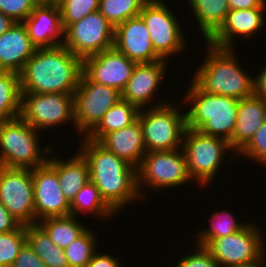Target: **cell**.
<instances>
[{
	"mask_svg": "<svg viewBox=\"0 0 266 267\" xmlns=\"http://www.w3.org/2000/svg\"><path fill=\"white\" fill-rule=\"evenodd\" d=\"M81 143L79 152L88 161L90 181L116 213L125 209L126 205L141 200L134 166L96 141L85 137Z\"/></svg>",
	"mask_w": 266,
	"mask_h": 267,
	"instance_id": "obj_1",
	"label": "cell"
},
{
	"mask_svg": "<svg viewBox=\"0 0 266 267\" xmlns=\"http://www.w3.org/2000/svg\"><path fill=\"white\" fill-rule=\"evenodd\" d=\"M83 61L64 45L36 48L20 76L21 93H74Z\"/></svg>",
	"mask_w": 266,
	"mask_h": 267,
	"instance_id": "obj_2",
	"label": "cell"
},
{
	"mask_svg": "<svg viewBox=\"0 0 266 267\" xmlns=\"http://www.w3.org/2000/svg\"><path fill=\"white\" fill-rule=\"evenodd\" d=\"M206 58L193 76L202 91L237 100L254 94V77L243 71L233 48H219L207 43Z\"/></svg>",
	"mask_w": 266,
	"mask_h": 267,
	"instance_id": "obj_3",
	"label": "cell"
},
{
	"mask_svg": "<svg viewBox=\"0 0 266 267\" xmlns=\"http://www.w3.org/2000/svg\"><path fill=\"white\" fill-rule=\"evenodd\" d=\"M183 104H192L186 111L187 128L225 139L232 148V135L236 126L238 101L235 98L209 94L193 81Z\"/></svg>",
	"mask_w": 266,
	"mask_h": 267,
	"instance_id": "obj_4",
	"label": "cell"
},
{
	"mask_svg": "<svg viewBox=\"0 0 266 267\" xmlns=\"http://www.w3.org/2000/svg\"><path fill=\"white\" fill-rule=\"evenodd\" d=\"M38 132L20 116L0 121V166L34 169L45 164L53 147L46 146L42 153Z\"/></svg>",
	"mask_w": 266,
	"mask_h": 267,
	"instance_id": "obj_5",
	"label": "cell"
},
{
	"mask_svg": "<svg viewBox=\"0 0 266 267\" xmlns=\"http://www.w3.org/2000/svg\"><path fill=\"white\" fill-rule=\"evenodd\" d=\"M173 104L161 101L148 110L140 109L137 119L142 127L146 152L182 148L187 128L186 112Z\"/></svg>",
	"mask_w": 266,
	"mask_h": 267,
	"instance_id": "obj_6",
	"label": "cell"
},
{
	"mask_svg": "<svg viewBox=\"0 0 266 267\" xmlns=\"http://www.w3.org/2000/svg\"><path fill=\"white\" fill-rule=\"evenodd\" d=\"M136 174L141 199H145L146 196V192L143 191L147 190L144 189L151 188V191L153 189L158 193L192 180L188 174L186 156L182 148L146 152L136 168Z\"/></svg>",
	"mask_w": 266,
	"mask_h": 267,
	"instance_id": "obj_7",
	"label": "cell"
},
{
	"mask_svg": "<svg viewBox=\"0 0 266 267\" xmlns=\"http://www.w3.org/2000/svg\"><path fill=\"white\" fill-rule=\"evenodd\" d=\"M182 149L186 156L188 174L201 187L215 179L223 158L226 157L224 155L229 151L234 152L225 139L191 128L185 130Z\"/></svg>",
	"mask_w": 266,
	"mask_h": 267,
	"instance_id": "obj_8",
	"label": "cell"
},
{
	"mask_svg": "<svg viewBox=\"0 0 266 267\" xmlns=\"http://www.w3.org/2000/svg\"><path fill=\"white\" fill-rule=\"evenodd\" d=\"M252 224L247 223L231 235L212 239L205 246L219 267L251 264L266 256L263 230L257 227L256 223Z\"/></svg>",
	"mask_w": 266,
	"mask_h": 267,
	"instance_id": "obj_9",
	"label": "cell"
},
{
	"mask_svg": "<svg viewBox=\"0 0 266 267\" xmlns=\"http://www.w3.org/2000/svg\"><path fill=\"white\" fill-rule=\"evenodd\" d=\"M20 117L40 132L68 122L75 124L73 93H21Z\"/></svg>",
	"mask_w": 266,
	"mask_h": 267,
	"instance_id": "obj_10",
	"label": "cell"
},
{
	"mask_svg": "<svg viewBox=\"0 0 266 267\" xmlns=\"http://www.w3.org/2000/svg\"><path fill=\"white\" fill-rule=\"evenodd\" d=\"M168 6L163 0H149L139 13L150 33L155 53L166 61L184 50L186 44L180 22Z\"/></svg>",
	"mask_w": 266,
	"mask_h": 267,
	"instance_id": "obj_11",
	"label": "cell"
},
{
	"mask_svg": "<svg viewBox=\"0 0 266 267\" xmlns=\"http://www.w3.org/2000/svg\"><path fill=\"white\" fill-rule=\"evenodd\" d=\"M73 97L75 131L86 136L99 123L106 111L121 99V92L91 81L82 72Z\"/></svg>",
	"mask_w": 266,
	"mask_h": 267,
	"instance_id": "obj_12",
	"label": "cell"
},
{
	"mask_svg": "<svg viewBox=\"0 0 266 267\" xmlns=\"http://www.w3.org/2000/svg\"><path fill=\"white\" fill-rule=\"evenodd\" d=\"M115 28L99 10L64 29V43L82 61L113 48Z\"/></svg>",
	"mask_w": 266,
	"mask_h": 267,
	"instance_id": "obj_13",
	"label": "cell"
},
{
	"mask_svg": "<svg viewBox=\"0 0 266 267\" xmlns=\"http://www.w3.org/2000/svg\"><path fill=\"white\" fill-rule=\"evenodd\" d=\"M0 202L21 224H35L32 169L0 166Z\"/></svg>",
	"mask_w": 266,
	"mask_h": 267,
	"instance_id": "obj_14",
	"label": "cell"
},
{
	"mask_svg": "<svg viewBox=\"0 0 266 267\" xmlns=\"http://www.w3.org/2000/svg\"><path fill=\"white\" fill-rule=\"evenodd\" d=\"M32 180L35 224L44 218L70 215V203L62 192L57 171L48 161L32 169Z\"/></svg>",
	"mask_w": 266,
	"mask_h": 267,
	"instance_id": "obj_15",
	"label": "cell"
},
{
	"mask_svg": "<svg viewBox=\"0 0 266 267\" xmlns=\"http://www.w3.org/2000/svg\"><path fill=\"white\" fill-rule=\"evenodd\" d=\"M136 62L114 47L83 60V73L93 82L122 92L130 79Z\"/></svg>",
	"mask_w": 266,
	"mask_h": 267,
	"instance_id": "obj_16",
	"label": "cell"
},
{
	"mask_svg": "<svg viewBox=\"0 0 266 267\" xmlns=\"http://www.w3.org/2000/svg\"><path fill=\"white\" fill-rule=\"evenodd\" d=\"M113 47L137 64L162 60L155 53L150 33L140 16L129 18L115 27Z\"/></svg>",
	"mask_w": 266,
	"mask_h": 267,
	"instance_id": "obj_17",
	"label": "cell"
},
{
	"mask_svg": "<svg viewBox=\"0 0 266 267\" xmlns=\"http://www.w3.org/2000/svg\"><path fill=\"white\" fill-rule=\"evenodd\" d=\"M23 23L36 48H52L63 45L64 29L57 3H38Z\"/></svg>",
	"mask_w": 266,
	"mask_h": 267,
	"instance_id": "obj_18",
	"label": "cell"
},
{
	"mask_svg": "<svg viewBox=\"0 0 266 267\" xmlns=\"http://www.w3.org/2000/svg\"><path fill=\"white\" fill-rule=\"evenodd\" d=\"M168 62L159 60L153 63L136 64L126 87L121 92V99L136 105L139 109L145 108L157 94Z\"/></svg>",
	"mask_w": 266,
	"mask_h": 267,
	"instance_id": "obj_19",
	"label": "cell"
},
{
	"mask_svg": "<svg viewBox=\"0 0 266 267\" xmlns=\"http://www.w3.org/2000/svg\"><path fill=\"white\" fill-rule=\"evenodd\" d=\"M266 8H251L245 10H229L224 23L206 41L219 48H234V37L249 39L264 26ZM236 35V36H235Z\"/></svg>",
	"mask_w": 266,
	"mask_h": 267,
	"instance_id": "obj_20",
	"label": "cell"
},
{
	"mask_svg": "<svg viewBox=\"0 0 266 267\" xmlns=\"http://www.w3.org/2000/svg\"><path fill=\"white\" fill-rule=\"evenodd\" d=\"M35 50L24 23L16 22L0 36V70L19 74Z\"/></svg>",
	"mask_w": 266,
	"mask_h": 267,
	"instance_id": "obj_21",
	"label": "cell"
},
{
	"mask_svg": "<svg viewBox=\"0 0 266 267\" xmlns=\"http://www.w3.org/2000/svg\"><path fill=\"white\" fill-rule=\"evenodd\" d=\"M266 120V102L255 93L238 101L237 118L232 135V149L238 153L249 143Z\"/></svg>",
	"mask_w": 266,
	"mask_h": 267,
	"instance_id": "obj_22",
	"label": "cell"
},
{
	"mask_svg": "<svg viewBox=\"0 0 266 267\" xmlns=\"http://www.w3.org/2000/svg\"><path fill=\"white\" fill-rule=\"evenodd\" d=\"M98 143L135 168L146 154L142 127L138 119L128 127L104 135Z\"/></svg>",
	"mask_w": 266,
	"mask_h": 267,
	"instance_id": "obj_23",
	"label": "cell"
},
{
	"mask_svg": "<svg viewBox=\"0 0 266 267\" xmlns=\"http://www.w3.org/2000/svg\"><path fill=\"white\" fill-rule=\"evenodd\" d=\"M70 159L49 156L48 162L56 169L62 192L69 203L81 188L90 181L89 164L79 152ZM51 157V158H50ZM67 160V161H66Z\"/></svg>",
	"mask_w": 266,
	"mask_h": 267,
	"instance_id": "obj_24",
	"label": "cell"
},
{
	"mask_svg": "<svg viewBox=\"0 0 266 267\" xmlns=\"http://www.w3.org/2000/svg\"><path fill=\"white\" fill-rule=\"evenodd\" d=\"M139 111L140 109L136 105L120 99L106 111L99 123L83 137L98 142L104 135L134 123L138 118Z\"/></svg>",
	"mask_w": 266,
	"mask_h": 267,
	"instance_id": "obj_25",
	"label": "cell"
},
{
	"mask_svg": "<svg viewBox=\"0 0 266 267\" xmlns=\"http://www.w3.org/2000/svg\"><path fill=\"white\" fill-rule=\"evenodd\" d=\"M200 34L207 41L224 23L230 10L228 0H188Z\"/></svg>",
	"mask_w": 266,
	"mask_h": 267,
	"instance_id": "obj_26",
	"label": "cell"
},
{
	"mask_svg": "<svg viewBox=\"0 0 266 267\" xmlns=\"http://www.w3.org/2000/svg\"><path fill=\"white\" fill-rule=\"evenodd\" d=\"M26 242L46 267H69L64 250L50 239L38 223L26 225Z\"/></svg>",
	"mask_w": 266,
	"mask_h": 267,
	"instance_id": "obj_27",
	"label": "cell"
},
{
	"mask_svg": "<svg viewBox=\"0 0 266 267\" xmlns=\"http://www.w3.org/2000/svg\"><path fill=\"white\" fill-rule=\"evenodd\" d=\"M38 224L45 230L50 239L63 250L89 228L82 225V222L80 223L78 218L73 215L44 218Z\"/></svg>",
	"mask_w": 266,
	"mask_h": 267,
	"instance_id": "obj_28",
	"label": "cell"
},
{
	"mask_svg": "<svg viewBox=\"0 0 266 267\" xmlns=\"http://www.w3.org/2000/svg\"><path fill=\"white\" fill-rule=\"evenodd\" d=\"M80 212L85 215L88 213L94 214L100 218L106 217L105 219L117 214L105 202L97 186L92 181L86 183L70 203V215L77 217L76 214H80Z\"/></svg>",
	"mask_w": 266,
	"mask_h": 267,
	"instance_id": "obj_29",
	"label": "cell"
},
{
	"mask_svg": "<svg viewBox=\"0 0 266 267\" xmlns=\"http://www.w3.org/2000/svg\"><path fill=\"white\" fill-rule=\"evenodd\" d=\"M20 76L16 72L0 70V121L20 116Z\"/></svg>",
	"mask_w": 266,
	"mask_h": 267,
	"instance_id": "obj_30",
	"label": "cell"
},
{
	"mask_svg": "<svg viewBox=\"0 0 266 267\" xmlns=\"http://www.w3.org/2000/svg\"><path fill=\"white\" fill-rule=\"evenodd\" d=\"M222 216V218H221ZM237 219L227 210L215 211L210 216L209 228L197 232V245L206 246L212 239L222 238L231 235L234 232L242 229L246 224L236 221Z\"/></svg>",
	"mask_w": 266,
	"mask_h": 267,
	"instance_id": "obj_31",
	"label": "cell"
},
{
	"mask_svg": "<svg viewBox=\"0 0 266 267\" xmlns=\"http://www.w3.org/2000/svg\"><path fill=\"white\" fill-rule=\"evenodd\" d=\"M149 0H100L99 11L115 28L129 18L139 16Z\"/></svg>",
	"mask_w": 266,
	"mask_h": 267,
	"instance_id": "obj_32",
	"label": "cell"
},
{
	"mask_svg": "<svg viewBox=\"0 0 266 267\" xmlns=\"http://www.w3.org/2000/svg\"><path fill=\"white\" fill-rule=\"evenodd\" d=\"M94 232L92 228L91 230L87 228L64 249L69 267L87 266L93 254L97 251V237Z\"/></svg>",
	"mask_w": 266,
	"mask_h": 267,
	"instance_id": "obj_33",
	"label": "cell"
},
{
	"mask_svg": "<svg viewBox=\"0 0 266 267\" xmlns=\"http://www.w3.org/2000/svg\"><path fill=\"white\" fill-rule=\"evenodd\" d=\"M63 29L99 10L100 0H58Z\"/></svg>",
	"mask_w": 266,
	"mask_h": 267,
	"instance_id": "obj_34",
	"label": "cell"
},
{
	"mask_svg": "<svg viewBox=\"0 0 266 267\" xmlns=\"http://www.w3.org/2000/svg\"><path fill=\"white\" fill-rule=\"evenodd\" d=\"M25 243V225L15 231L0 233V267H10Z\"/></svg>",
	"mask_w": 266,
	"mask_h": 267,
	"instance_id": "obj_35",
	"label": "cell"
},
{
	"mask_svg": "<svg viewBox=\"0 0 266 267\" xmlns=\"http://www.w3.org/2000/svg\"><path fill=\"white\" fill-rule=\"evenodd\" d=\"M249 160H256L266 166V120L256 131L249 143L238 153Z\"/></svg>",
	"mask_w": 266,
	"mask_h": 267,
	"instance_id": "obj_36",
	"label": "cell"
},
{
	"mask_svg": "<svg viewBox=\"0 0 266 267\" xmlns=\"http://www.w3.org/2000/svg\"><path fill=\"white\" fill-rule=\"evenodd\" d=\"M37 4L36 0H0V12L15 22H23Z\"/></svg>",
	"mask_w": 266,
	"mask_h": 267,
	"instance_id": "obj_37",
	"label": "cell"
},
{
	"mask_svg": "<svg viewBox=\"0 0 266 267\" xmlns=\"http://www.w3.org/2000/svg\"><path fill=\"white\" fill-rule=\"evenodd\" d=\"M194 253L183 256L174 267H219L216 259L205 246L196 245Z\"/></svg>",
	"mask_w": 266,
	"mask_h": 267,
	"instance_id": "obj_38",
	"label": "cell"
},
{
	"mask_svg": "<svg viewBox=\"0 0 266 267\" xmlns=\"http://www.w3.org/2000/svg\"><path fill=\"white\" fill-rule=\"evenodd\" d=\"M10 267H46L44 262L26 242Z\"/></svg>",
	"mask_w": 266,
	"mask_h": 267,
	"instance_id": "obj_39",
	"label": "cell"
},
{
	"mask_svg": "<svg viewBox=\"0 0 266 267\" xmlns=\"http://www.w3.org/2000/svg\"><path fill=\"white\" fill-rule=\"evenodd\" d=\"M118 258L111 256L110 253H101L96 251L86 267H120Z\"/></svg>",
	"mask_w": 266,
	"mask_h": 267,
	"instance_id": "obj_40",
	"label": "cell"
},
{
	"mask_svg": "<svg viewBox=\"0 0 266 267\" xmlns=\"http://www.w3.org/2000/svg\"><path fill=\"white\" fill-rule=\"evenodd\" d=\"M21 224L9 213L6 207L0 202V233H7L17 230Z\"/></svg>",
	"mask_w": 266,
	"mask_h": 267,
	"instance_id": "obj_41",
	"label": "cell"
},
{
	"mask_svg": "<svg viewBox=\"0 0 266 267\" xmlns=\"http://www.w3.org/2000/svg\"><path fill=\"white\" fill-rule=\"evenodd\" d=\"M230 10L266 8V0H228Z\"/></svg>",
	"mask_w": 266,
	"mask_h": 267,
	"instance_id": "obj_42",
	"label": "cell"
},
{
	"mask_svg": "<svg viewBox=\"0 0 266 267\" xmlns=\"http://www.w3.org/2000/svg\"><path fill=\"white\" fill-rule=\"evenodd\" d=\"M254 77V93L266 102V66Z\"/></svg>",
	"mask_w": 266,
	"mask_h": 267,
	"instance_id": "obj_43",
	"label": "cell"
},
{
	"mask_svg": "<svg viewBox=\"0 0 266 267\" xmlns=\"http://www.w3.org/2000/svg\"><path fill=\"white\" fill-rule=\"evenodd\" d=\"M16 22L0 12V36L8 31Z\"/></svg>",
	"mask_w": 266,
	"mask_h": 267,
	"instance_id": "obj_44",
	"label": "cell"
},
{
	"mask_svg": "<svg viewBox=\"0 0 266 267\" xmlns=\"http://www.w3.org/2000/svg\"><path fill=\"white\" fill-rule=\"evenodd\" d=\"M265 259H266V256L263 259L258 260V261L254 262V263H251V264L236 265V266H230V267H265V264H263L265 262Z\"/></svg>",
	"mask_w": 266,
	"mask_h": 267,
	"instance_id": "obj_45",
	"label": "cell"
},
{
	"mask_svg": "<svg viewBox=\"0 0 266 267\" xmlns=\"http://www.w3.org/2000/svg\"><path fill=\"white\" fill-rule=\"evenodd\" d=\"M38 3H57V0H36Z\"/></svg>",
	"mask_w": 266,
	"mask_h": 267,
	"instance_id": "obj_46",
	"label": "cell"
}]
</instances>
